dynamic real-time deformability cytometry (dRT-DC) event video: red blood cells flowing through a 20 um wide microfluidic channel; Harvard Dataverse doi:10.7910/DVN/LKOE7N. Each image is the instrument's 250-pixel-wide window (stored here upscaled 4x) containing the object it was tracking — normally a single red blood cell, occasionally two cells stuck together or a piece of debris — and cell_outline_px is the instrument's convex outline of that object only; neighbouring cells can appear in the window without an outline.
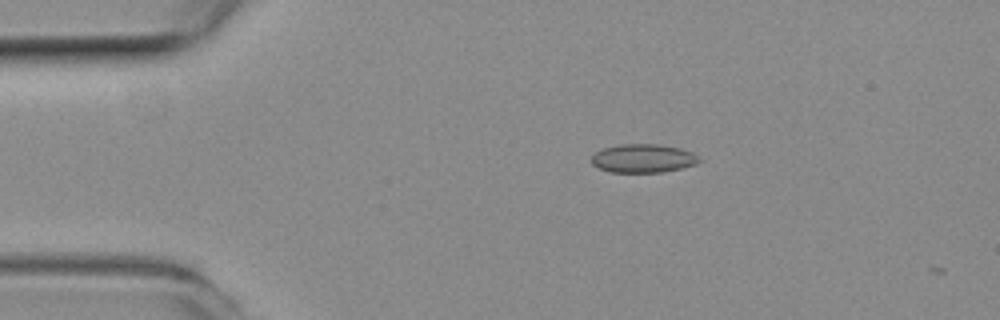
{"species": "common noctule bat (a hibernating species)", "species_latin": "Nyctalus noctula", "temperature_condition": "room temperature", "stored_images_in_passage": 5, "camera_frame_rate_fps": 3000, "um_per_image_px": 0.085, "animal": {"sex": "female", "body_mass_g": 19.3, "forearm_length_mm": 54.1}, "frame": {"image": 1, "passage_image": 2, "time_ms": 0.333, "image_size_px": [1000, 320], "cell_outline_px": [[700, 160], [696, 164], [680, 168], [660, 172], [608, 172], [592, 164], [592, 156], [600, 148], [620, 144], [656, 144], [680, 148], [692, 152]], "centroid_in_image_um": [54.62, 13.45], "position_along_channel_um": 30.4, "area_um2": 17.8}}